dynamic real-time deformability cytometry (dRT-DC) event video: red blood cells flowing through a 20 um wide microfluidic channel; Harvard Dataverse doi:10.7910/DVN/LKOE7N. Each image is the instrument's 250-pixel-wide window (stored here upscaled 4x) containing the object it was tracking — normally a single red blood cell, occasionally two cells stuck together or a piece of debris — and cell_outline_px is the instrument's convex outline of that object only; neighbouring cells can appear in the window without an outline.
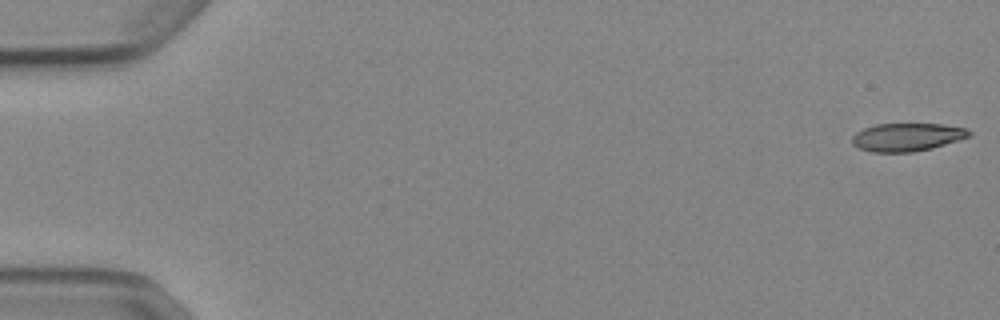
{"species": "Egyptian fruit bat (a non-hibernating species)", "species_latin": "Rousettus aegyptiacus", "temperature_condition": "cold", "stored_images_in_passage": 53, "camera_frame_rate_fps": 3000, "um_per_image_px": 0.085, "animal": {"sex": "female"}, "frame": {"image": 1, "passage_image": 1, "time_ms": 0.0, "image_size_px": [1000, 320], "cell_outline_px": [[972, 136], [932, 148], [912, 152], [872, 152], [860, 148], [852, 144], [852, 136], [856, 132], [864, 128], [876, 124], [940, 124], [968, 128], [972, 132]], "centroid_in_image_um": [77.12, 11.65], "position_along_channel_um": 7.9, "area_um2": 19.19}}
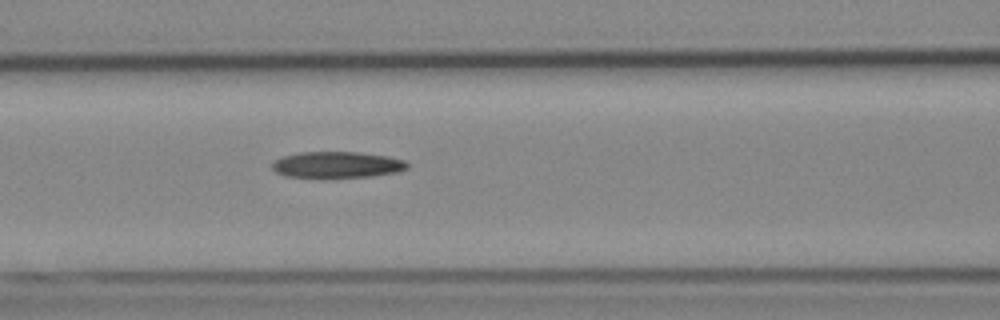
{"frame": {"image": 2, "passage_image": 23, "time_ms": 7.333, "image_size_px": [1000, 320], "cell_outline_px": [[408, 168], [400, 172], [372, 176], [320, 180], [284, 176], [276, 172], [272, 168], [272, 160], [284, 156], [300, 152], [356, 152], [388, 156], [404, 160], [408, 164]], "centroid_in_image_um": [28.61, 14.05], "position_along_channel_um": 138.0, "area_um2": 21.62}}
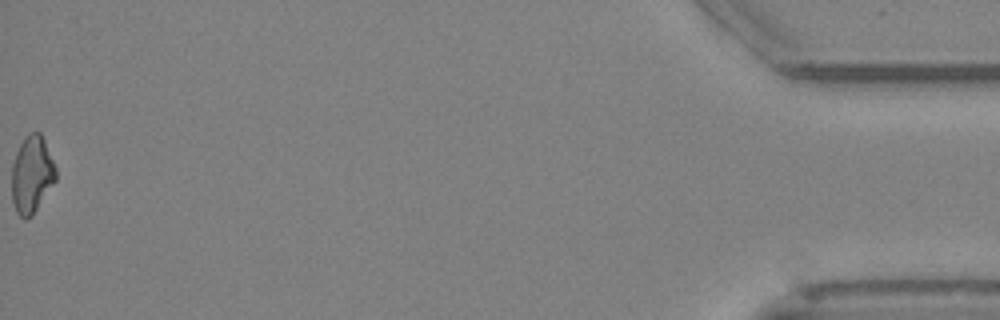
{"frame": {"image": 3, "passage_image": 53, "time_ms": 17.333, "image_size_px": [1000, 320], "cell_outline_px": [[56, 180], [32, 216], [24, 220], [16, 212], [12, 200], [12, 164], [16, 152], [24, 136], [28, 132], [40, 132], [44, 140], [56, 168]], "centroid_in_image_um": [2.69, 14.83], "position_along_channel_um": 432.5, "area_um2": 19.88}, "authors_computed_cell_mechanics": {"area_um2": 20.6346, "velocity_mm_per_s": 3.9058, "shape_relaxation_time_tau1_ms": null, "shape_relaxation_time_tau2_ms": 10.0859, "deformation_change_tau1": null, "deformation_change_tau2": 0.2507}}